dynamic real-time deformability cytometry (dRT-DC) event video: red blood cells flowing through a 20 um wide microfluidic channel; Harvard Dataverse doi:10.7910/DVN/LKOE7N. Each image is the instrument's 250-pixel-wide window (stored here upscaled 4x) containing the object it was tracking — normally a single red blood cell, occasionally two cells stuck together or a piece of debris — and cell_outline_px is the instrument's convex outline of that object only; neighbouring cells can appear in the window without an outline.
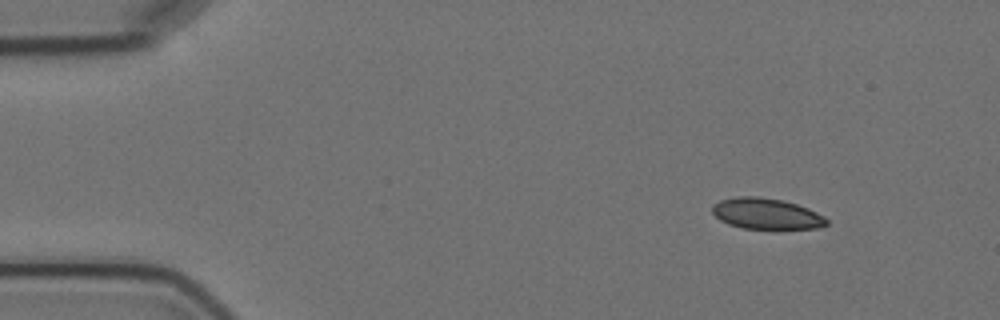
{"species": "Egyptian fruit bat (a non-hibernating species)", "species_latin": "Rousettus aegyptiacus", "temperature_condition": "cold", "stored_images_in_passage": 5, "camera_frame_rate_fps": 3000, "um_per_image_px": 0.085, "animal": {"sex": "female"}, "frame": {"image": 1, "passage_image": 1, "time_ms": 0.0, "image_size_px": [1000, 320], "cell_outline_px": [[828, 224], [820, 228], [776, 232], [740, 228], [728, 224], [720, 220], [712, 212], [712, 204], [720, 200], [736, 196], [756, 196], [784, 200], [808, 208], [824, 216], [828, 220]], "centroid_in_image_um": [65.18, 18.22], "position_along_channel_um": 19.8, "area_um2": 21.79}}
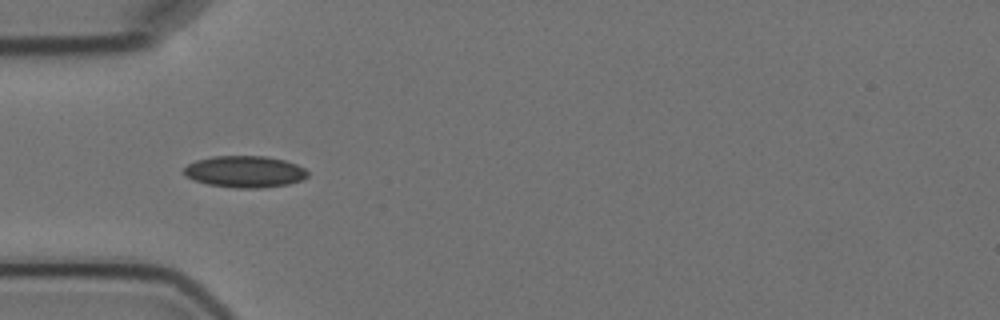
{"frame": {"image": 2, "passage_image": 4, "time_ms": 3.667, "image_size_px": [1000, 320], "cell_outline_px": [[308, 176], [300, 180], [288, 184], [260, 188], [236, 188], [208, 184], [192, 180], [184, 176], [184, 168], [188, 164], [196, 160], [212, 156], [264, 156], [284, 160], [296, 164], [304, 168], [308, 172]], "centroid_in_image_um": [20.78, 14.59], "position_along_channel_um": 64.2, "area_um2": 22.83}}
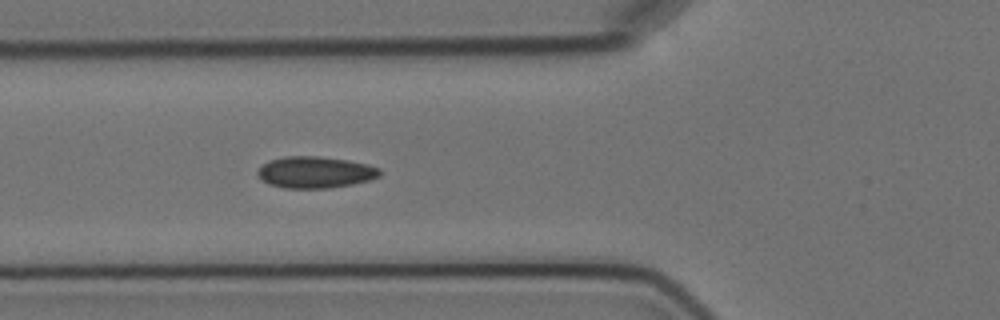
{"frame": {"image": 3, "passage_image": 5, "time_ms": 4.667, "image_size_px": [1000, 320], "cell_outline_px": [[380, 176], [368, 180], [352, 184], [328, 188], [284, 188], [268, 184], [256, 172], [268, 160], [284, 156], [320, 156], [348, 160], [368, 164], [380, 168]], "centroid_in_image_um": [26.8, 14.63], "position_along_channel_um": 99.0, "area_um2": 22.43}}